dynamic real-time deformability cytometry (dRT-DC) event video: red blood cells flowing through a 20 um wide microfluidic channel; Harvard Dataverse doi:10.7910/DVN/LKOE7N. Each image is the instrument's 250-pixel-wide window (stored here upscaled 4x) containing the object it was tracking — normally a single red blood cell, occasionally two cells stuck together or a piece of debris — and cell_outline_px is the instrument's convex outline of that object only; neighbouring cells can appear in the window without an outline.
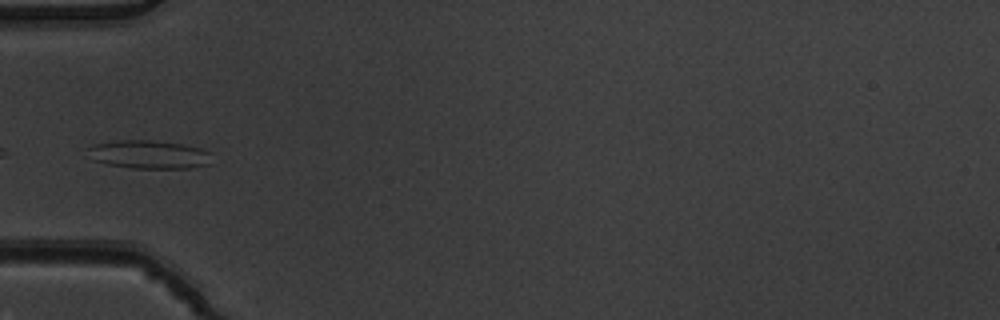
{"species": "common noctule bat (a hibernating species)", "species_latin": "Nyctalus noctula", "temperature_condition": "warm", "stored_images_in_passage": 7, "camera_frame_rate_fps": 3000, "um_per_image_px": 0.085, "animal": {"sex": "male", "body_mass_g": 19.5, "forearm_length_mm": 54.6}, "frame": {"image": 1, "passage_image": 6, "time_ms": 1.667, "image_size_px": [1000, 320], "cell_outline_px": [[212, 164], [192, 168], [132, 168], [108, 164], [92, 160], [88, 148], [92, 144], [116, 140], [152, 140], [180, 144], [200, 148], [208, 152]], "centroid_in_image_um": [12.65, 13.13], "position_along_channel_um": 72.3, "area_um2": 20.46}}
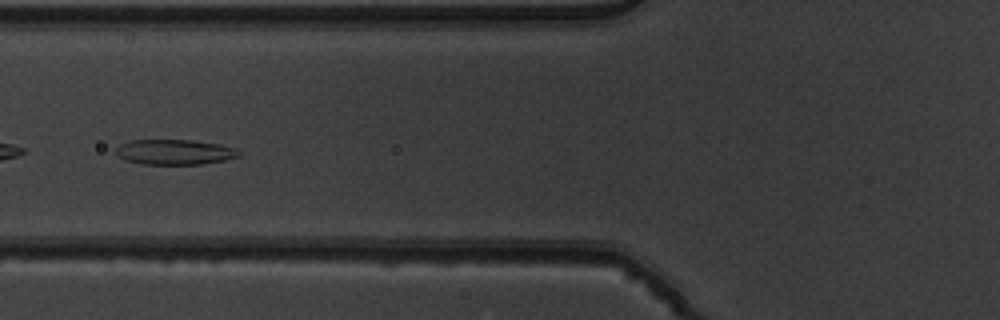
{"frame": {"image": 2, "passage_image": 7, "time_ms": 2.0, "image_size_px": [1000, 320], "cell_outline_px": [[240, 156], [224, 160], [200, 164], [144, 164], [124, 160], [116, 156], [116, 148], [120, 144], [132, 140], [192, 140], [220, 144], [236, 148], [240, 152]], "centroid_in_image_um": [14.83, 12.92], "position_along_channel_um": 111.0, "area_um2": 18.09}}